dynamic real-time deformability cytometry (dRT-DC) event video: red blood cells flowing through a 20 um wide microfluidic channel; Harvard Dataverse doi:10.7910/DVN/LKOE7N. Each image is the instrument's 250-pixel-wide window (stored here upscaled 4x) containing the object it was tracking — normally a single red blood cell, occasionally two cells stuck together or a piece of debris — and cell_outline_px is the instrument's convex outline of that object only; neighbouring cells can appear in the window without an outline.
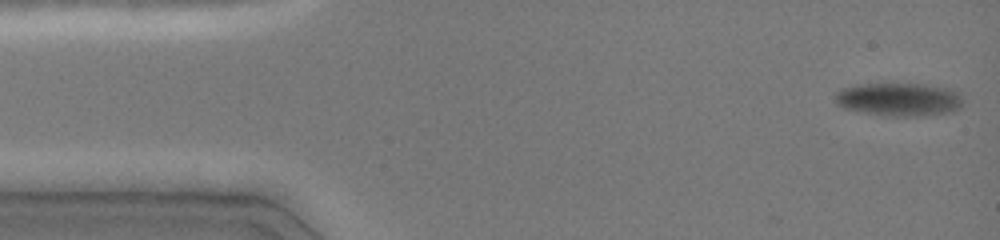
{"species": "common noctule bat (a hibernating species)", "species_latin": "Nyctalus noctula", "temperature_condition": "cold", "stored_images_in_passage": 13, "camera_frame_rate_fps": 3000, "um_per_image_px": 0.085, "animal": {"sex": "female", "body_mass_g": 19.0, "forearm_length_mm": 51.5}, "frame": {"image": 1, "passage_image": 1, "time_ms": 0.0, "image_size_px": [1000, 240], "cell_outline_px": [[964, 100], [960, 108], [952, 112], [928, 116], [884, 116], [844, 108], [836, 104], [836, 92], [840, 88], [860, 84], [924, 84], [952, 88], [960, 92]], "centroid_in_image_um": [76.48, 8.45], "position_along_channel_um": 8.5, "area_um2": 25.26}}